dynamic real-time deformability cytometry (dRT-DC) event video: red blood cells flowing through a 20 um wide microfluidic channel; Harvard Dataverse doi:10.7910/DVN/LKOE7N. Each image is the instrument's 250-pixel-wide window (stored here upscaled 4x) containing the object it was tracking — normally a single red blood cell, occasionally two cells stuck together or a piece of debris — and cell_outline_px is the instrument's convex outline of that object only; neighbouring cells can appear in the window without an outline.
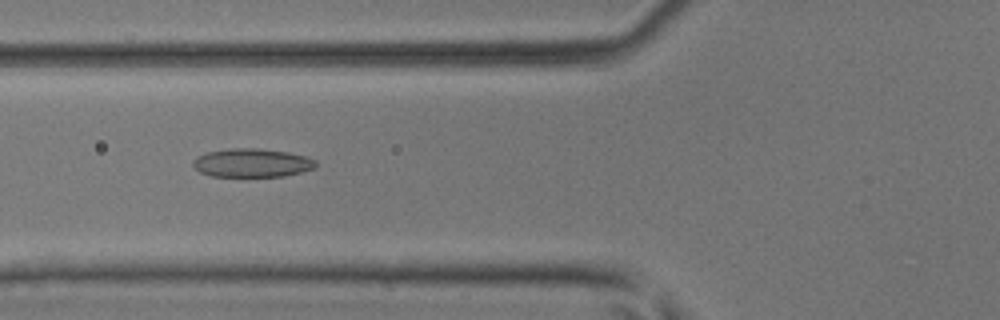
{"species": "common noctule bat (a hibernating species)", "species_latin": "Nyctalus noctula", "temperature_condition": "room temperature", "stored_images_in_passage": 49, "camera_frame_rate_fps": 3000, "um_per_image_px": 0.085, "animal": {"sex": "male", "body_mass_g": 17.9, "forearm_length_mm": 54.2}, "frame": {"image": 1, "passage_image": 19, "time_ms": 6.0, "image_size_px": [1000, 320], "cell_outline_px": [[316, 168], [284, 176], [212, 176], [200, 172], [192, 164], [192, 160], [196, 156], [208, 152], [232, 148], [260, 148], [288, 152], [308, 156], [316, 160]], "centroid_in_image_um": [21.44, 13.83], "position_along_channel_um": 104.4, "area_um2": 20.52}}
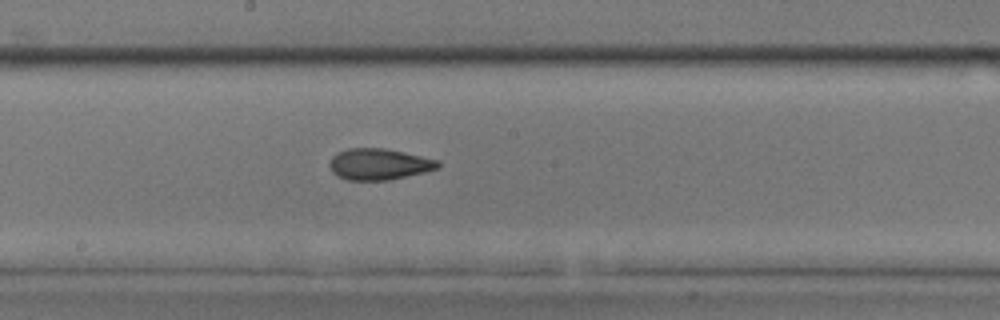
{"frame": {"image": 2, "passage_image": 27, "time_ms": 8.667, "image_size_px": [1000, 320], "cell_outline_px": [[440, 168], [424, 172], [388, 180], [348, 180], [336, 176], [332, 172], [328, 164], [332, 156], [336, 152], [348, 148], [384, 148], [404, 152], [440, 160]], "centroid_in_image_um": [32.2, 13.95], "position_along_channel_um": 216.0, "area_um2": 19.94}}
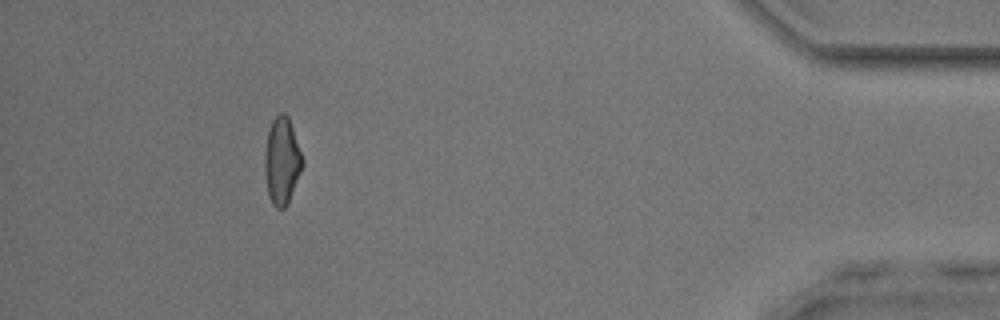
{"frame": {"image": 3, "passage_image": 45, "time_ms": 14.667, "image_size_px": [1000, 320], "cell_outline_px": [[304, 164], [288, 204], [284, 208], [276, 208], [272, 204], [268, 196], [264, 168], [264, 156], [268, 132], [272, 120], [280, 112], [284, 112], [288, 116], [304, 160]], "centroid_in_image_um": [23.96, 13.69], "position_along_channel_um": 411.2, "area_um2": 19.25}, "authors_computed_cell_mechanics": {"area_um2": 19.8254, "velocity_mm_per_s": 4.1941, "shape_relaxation_time_tau1_ms": 4.8741, "shape_relaxation_time_tau2_ms": 2.3346, "deformation_change_tau1": 0.1293, "deformation_change_tau2": 0.1121}}